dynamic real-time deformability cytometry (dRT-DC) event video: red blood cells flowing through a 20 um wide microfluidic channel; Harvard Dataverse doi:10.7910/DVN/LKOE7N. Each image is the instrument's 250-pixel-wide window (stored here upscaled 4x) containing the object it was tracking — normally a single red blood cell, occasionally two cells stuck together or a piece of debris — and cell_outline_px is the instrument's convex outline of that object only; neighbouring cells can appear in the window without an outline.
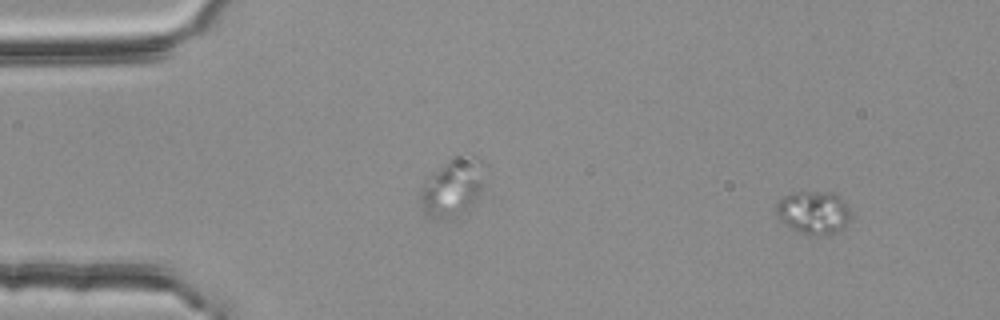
{"species": "common noctule bat (a hibernating species)", "species_latin": "Nyctalus noctula", "temperature_condition": "room temperature", "stored_images_in_passage": 4, "camera_frame_rate_fps": 3000, "um_per_image_px": 0.085, "animal": {"sex": "female", "body_mass_g": 25.1}, "frame": {"image": 1, "passage_image": 1, "time_ms": 0.0, "image_size_px": [1000, 320], "cell_outline_px": [[848, 224], [832, 232], [820, 236], [808, 236], [788, 224], [776, 212], [776, 204], [784, 196], [792, 192], [832, 192], [840, 196], [844, 200], [848, 208]], "centroid_in_image_um": [69.17, 18.03], "position_along_channel_um": 15.8, "area_um2": 18.15}}